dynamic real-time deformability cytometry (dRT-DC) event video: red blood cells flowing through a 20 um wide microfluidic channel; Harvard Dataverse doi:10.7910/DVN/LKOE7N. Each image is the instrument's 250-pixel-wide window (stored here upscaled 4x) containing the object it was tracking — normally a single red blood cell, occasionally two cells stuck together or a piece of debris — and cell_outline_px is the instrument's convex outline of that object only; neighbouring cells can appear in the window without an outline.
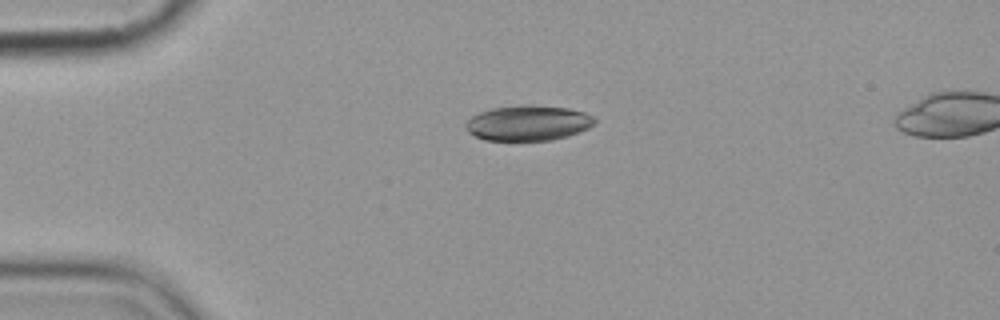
{"species": "common noctule bat (a hibernating species)", "species_latin": "Nyctalus noctula", "temperature_condition": "cold", "stored_images_in_passage": 3, "camera_frame_rate_fps": 3000, "um_per_image_px": 0.085, "animal": {"sex": "female", "body_mass_g": 19.9}, "frame": {"image": 1, "passage_image": 1, "time_ms": 0.0, "image_size_px": [1000, 320], "cell_outline_px": [[596, 124], [580, 132], [568, 136], [552, 140], [484, 140], [468, 132], [464, 128], [464, 124], [472, 116], [480, 112], [492, 108], [520, 104], [532, 104], [568, 108], [584, 112], [592, 116], [596, 120]], "centroid_in_image_um": [44.89, 10.44], "position_along_channel_um": 40.1, "area_um2": 26.82}}